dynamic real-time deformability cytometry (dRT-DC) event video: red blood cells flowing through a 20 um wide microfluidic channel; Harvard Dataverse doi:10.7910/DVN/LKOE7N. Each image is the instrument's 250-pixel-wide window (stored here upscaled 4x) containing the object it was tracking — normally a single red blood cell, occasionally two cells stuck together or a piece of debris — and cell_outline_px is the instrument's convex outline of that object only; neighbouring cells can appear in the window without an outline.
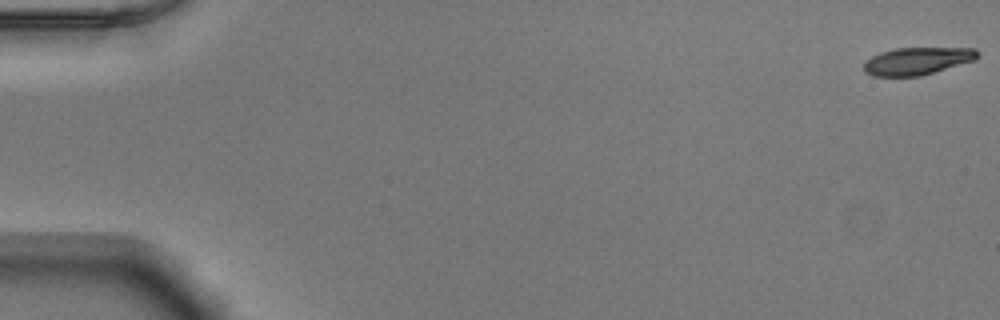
{"species": "Egyptian fruit bat (a non-hibernating species)", "species_latin": "Rousettus aegyptiacus", "temperature_condition": "warm", "stored_images_in_passage": 11, "camera_frame_rate_fps": 3000, "um_per_image_px": 0.085, "animal": {"sex": "male"}, "frame": {"image": 1, "passage_image": 1, "time_ms": 0.0, "image_size_px": [1000, 320], "cell_outline_px": [[980, 56], [976, 60], [920, 76], [872, 76], [864, 72], [864, 64], [872, 56], [880, 52], [896, 48], [976, 48], [980, 52]], "centroid_in_image_um": [78.01, 5.18], "position_along_channel_um": 7.0, "area_um2": 18.26}}